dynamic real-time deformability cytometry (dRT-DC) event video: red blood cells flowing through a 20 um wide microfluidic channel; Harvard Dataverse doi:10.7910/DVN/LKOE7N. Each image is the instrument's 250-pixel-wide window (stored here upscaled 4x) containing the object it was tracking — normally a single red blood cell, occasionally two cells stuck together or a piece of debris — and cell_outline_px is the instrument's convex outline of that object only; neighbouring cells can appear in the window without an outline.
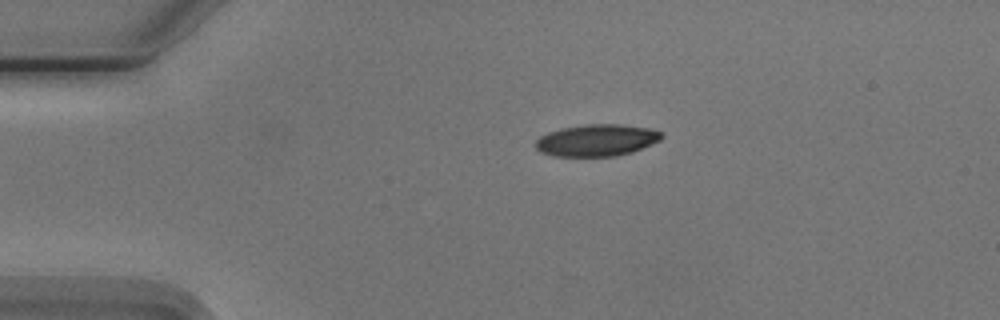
{"species": "Egyptian fruit bat (a non-hibernating species)", "species_latin": "Rousettus aegyptiacus", "temperature_condition": "cold", "stored_images_in_passage": 3, "camera_frame_rate_fps": 3000, "um_per_image_px": 0.085, "animal": {"sex": "male"}, "frame": {"image": 1, "passage_image": 1, "time_ms": 0.0, "image_size_px": [1000, 320], "cell_outline_px": [[664, 136], [660, 140], [652, 144], [632, 152], [616, 156], [552, 156], [540, 152], [536, 148], [536, 140], [540, 136], [548, 132], [564, 128], [588, 124], [620, 124], [648, 128], [660, 132]], "centroid_in_image_um": [50.72, 11.93], "position_along_channel_um": 34.3, "area_um2": 23.29}}
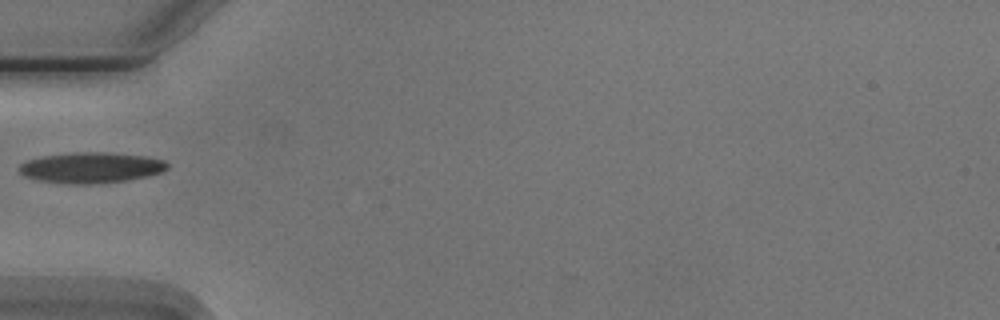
{"frame": {"image": 2, "passage_image": 3, "time_ms": 2.333, "image_size_px": [1000, 320], "cell_outline_px": [[168, 168], [164, 172], [148, 176], [128, 180], [92, 184], [68, 184], [36, 180], [24, 176], [16, 168], [24, 160], [44, 156], [72, 152], [108, 152], [148, 156], [164, 160], [168, 164]], "centroid_in_image_um": [7.73, 14.25], "position_along_channel_um": 77.3, "area_um2": 26.99}}